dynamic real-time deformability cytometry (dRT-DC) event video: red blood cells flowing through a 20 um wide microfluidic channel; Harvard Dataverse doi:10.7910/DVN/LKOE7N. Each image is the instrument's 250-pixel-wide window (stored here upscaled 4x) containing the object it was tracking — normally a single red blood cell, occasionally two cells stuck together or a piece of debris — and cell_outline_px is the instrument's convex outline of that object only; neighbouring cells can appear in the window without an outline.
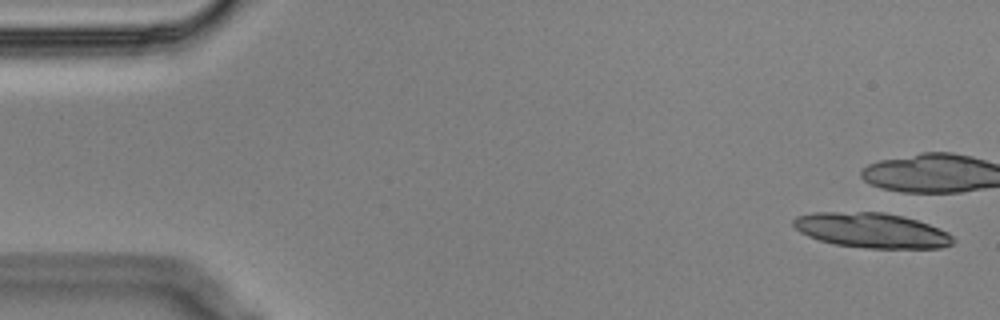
{"species": "Egyptian fruit bat (a non-hibernating species)", "species_latin": "Rousettus aegyptiacus", "temperature_condition": "cold", "stored_images_in_passage": 6, "camera_frame_rate_fps": 3000, "um_per_image_px": 0.085, "animal": {"sex": "male"}, "frame": {"image": 1, "passage_image": 1, "time_ms": 0.0, "image_size_px": [1000, 320], "cell_outline_px": [[956, 240], [952, 244], [940, 248], [864, 248], [836, 244], [820, 240], [808, 236], [800, 232], [792, 224], [792, 220], [796, 216], [812, 212], [884, 212], [904, 216], [928, 224], [948, 232]], "centroid_in_image_um": [74.09, 19.57], "position_along_channel_um": 10.9, "area_um2": 32.6}}